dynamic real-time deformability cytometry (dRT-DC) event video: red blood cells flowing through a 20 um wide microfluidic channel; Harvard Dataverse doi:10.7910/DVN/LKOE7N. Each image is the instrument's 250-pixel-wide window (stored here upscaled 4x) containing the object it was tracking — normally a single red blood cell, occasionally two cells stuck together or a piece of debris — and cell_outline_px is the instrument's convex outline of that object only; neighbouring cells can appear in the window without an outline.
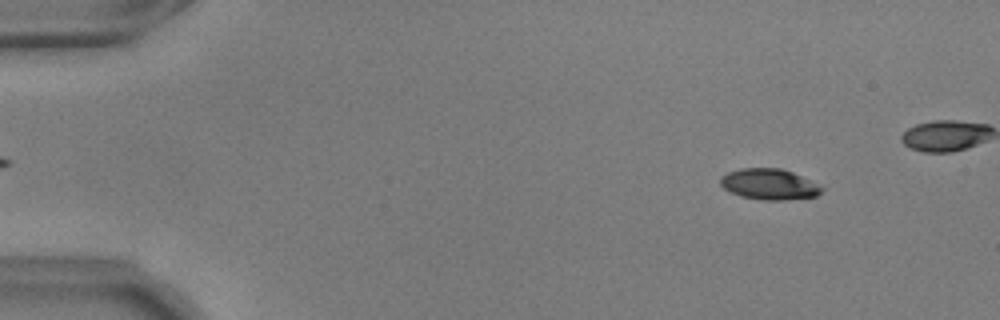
{"species": "common noctule bat (a hibernating species)", "species_latin": "Nyctalus noctula", "temperature_condition": "warm", "stored_images_in_passage": 49, "camera_frame_rate_fps": 3000, "um_per_image_px": 0.085, "animal": {"sex": "male", "body_mass_g": 17.9, "forearm_length_mm": 54.2}, "frame": {"image": 1, "passage_image": 6, "time_ms": 1.667, "image_size_px": [1000, 320], "cell_outline_px": [[824, 188], [816, 196], [784, 200], [764, 200], [740, 196], [724, 188], [720, 184], [720, 176], [728, 172], [740, 168], [780, 168], [792, 172]], "centroid_in_image_um": [65.34, 15.65], "position_along_channel_um": 19.7, "area_um2": 17.98}}
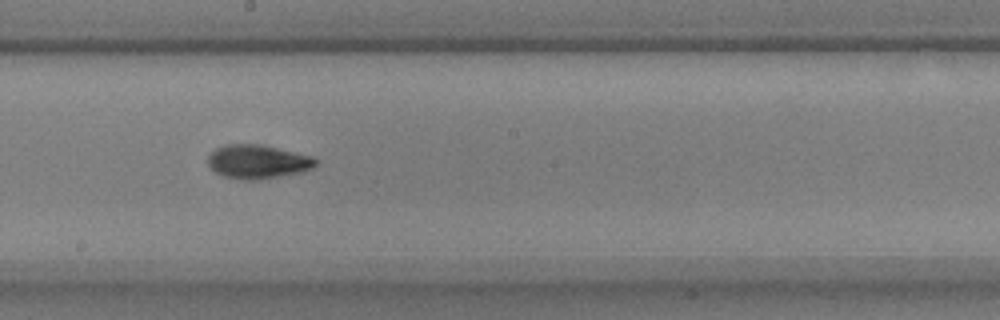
{"frame": {"image": 2, "passage_image": 31, "time_ms": 10.0, "image_size_px": [1000, 320], "cell_outline_px": [[320, 160], [312, 168], [300, 172], [256, 180], [248, 180], [224, 176], [216, 172], [208, 164], [208, 156], [216, 148], [224, 144], [260, 144], [316, 156]], "centroid_in_image_um": [21.95, 13.72], "position_along_channel_um": 226.2, "area_um2": 21.27}}
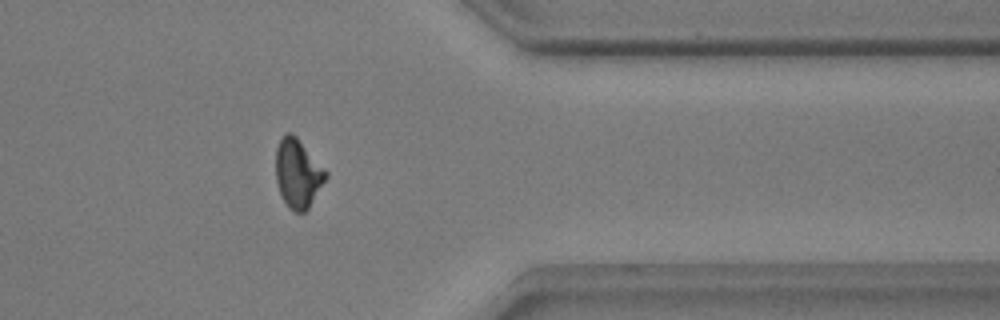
{"frame": {"image": 3, "passage_image": 45, "time_ms": 14.667, "image_size_px": [1000, 320], "cell_outline_px": [[328, 176], [308, 208], [304, 212], [296, 212], [288, 208], [280, 192], [276, 180], [276, 148], [280, 140], [288, 132], [292, 132], [296, 136], [328, 172]], "centroid_in_image_um": [25.32, 14.74], "position_along_channel_um": 386.1, "area_um2": 19.83}}